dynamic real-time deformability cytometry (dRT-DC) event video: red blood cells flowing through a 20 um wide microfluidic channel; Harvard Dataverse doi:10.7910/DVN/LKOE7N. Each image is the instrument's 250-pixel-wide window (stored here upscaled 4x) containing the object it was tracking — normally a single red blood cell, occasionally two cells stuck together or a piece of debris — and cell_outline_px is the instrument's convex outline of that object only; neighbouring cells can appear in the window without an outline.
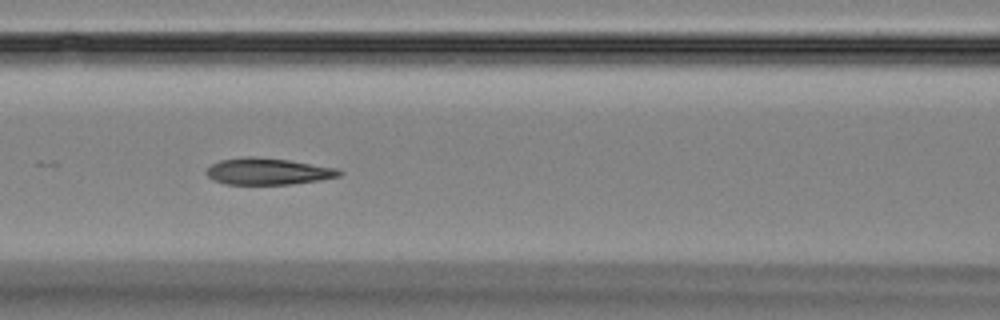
{"species": "Egyptian fruit bat (a non-hibernating species)", "species_latin": "Rousettus aegyptiacus", "temperature_condition": "room temperature", "stored_images_in_passage": 18, "camera_frame_rate_fps": 3000, "um_per_image_px": 0.085, "animal": {"sex": "female"}, "frame": {"image": 1, "passage_image": 12, "time_ms": 3.667, "image_size_px": [1000, 320], "cell_outline_px": [[344, 172], [340, 176], [320, 180], [292, 184], [224, 184], [212, 180], [204, 172], [212, 164], [220, 160], [248, 156], [252, 156], [288, 160], [336, 168]], "centroid_in_image_um": [22.75, 14.57], "position_along_channel_um": 143.8, "area_um2": 20.58}}
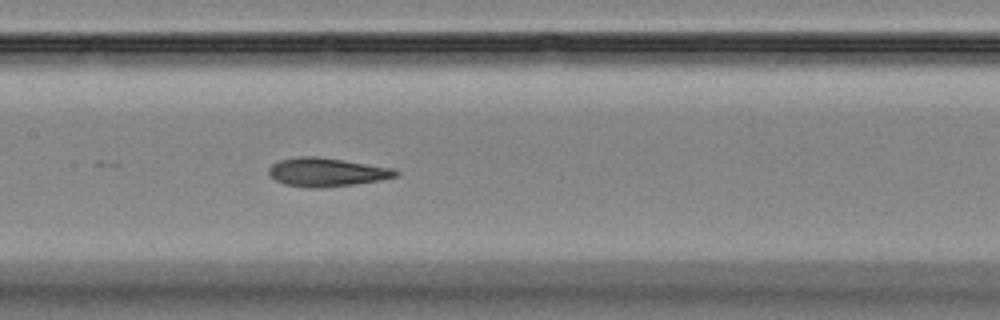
{"frame": {"image": 2, "passage_image": 15, "time_ms": 4.667, "image_size_px": [1000, 320], "cell_outline_px": [[400, 172], [396, 176], [380, 180], [352, 184], [320, 188], [308, 188], [284, 184], [268, 176], [268, 168], [272, 164], [280, 160], [296, 156], [312, 156], [396, 168]], "centroid_in_image_um": [27.73, 14.64], "position_along_channel_um": 179.7, "area_um2": 21.1}}
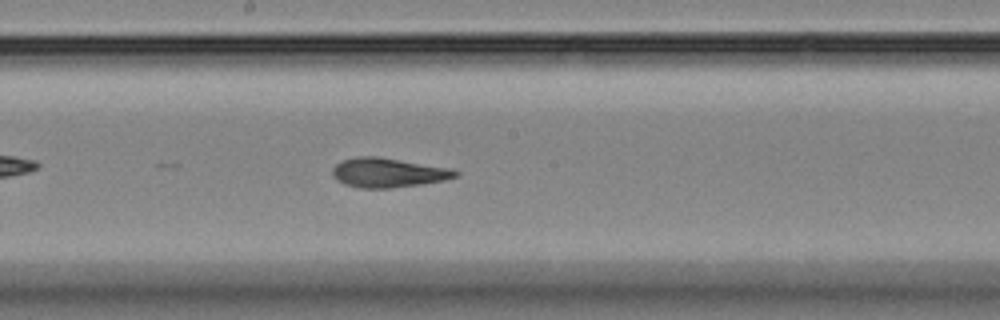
{"frame": {"image": 3, "passage_image": 18, "time_ms": 5.667, "image_size_px": [1000, 320], "cell_outline_px": [[460, 172], [456, 176], [444, 180], [420, 184], [388, 188], [360, 188], [344, 184], [336, 180], [332, 176], [332, 168], [340, 160], [356, 156], [376, 156], [452, 168]], "centroid_in_image_um": [32.94, 14.67], "position_along_channel_um": 215.3, "area_um2": 21.15}}